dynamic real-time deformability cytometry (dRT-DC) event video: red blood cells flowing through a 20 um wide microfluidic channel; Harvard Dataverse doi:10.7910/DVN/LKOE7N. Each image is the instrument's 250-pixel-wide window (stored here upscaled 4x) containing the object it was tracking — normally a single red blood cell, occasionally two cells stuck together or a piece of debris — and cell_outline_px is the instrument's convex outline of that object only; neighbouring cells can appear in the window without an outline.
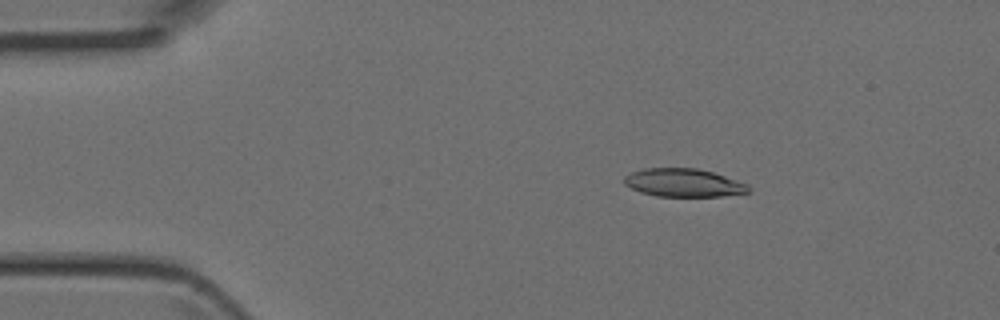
{"species": "Egyptian fruit bat (a non-hibernating species)", "species_latin": "Rousettus aegyptiacus", "temperature_condition": "room temperature", "stored_images_in_passage": 6, "camera_frame_rate_fps": 3000, "um_per_image_px": 0.085, "animal": {"sex": "female"}, "frame": {"image": 1, "passage_image": 3, "time_ms": 0.667, "image_size_px": [1000, 320], "cell_outline_px": [[752, 188], [748, 192], [720, 196], [656, 196], [640, 192], [624, 184], [624, 176], [632, 172], [644, 168], [696, 168], [712, 172], [748, 184]], "centroid_in_image_um": [58.09, 15.53], "position_along_channel_um": 26.9, "area_um2": 20.29}}
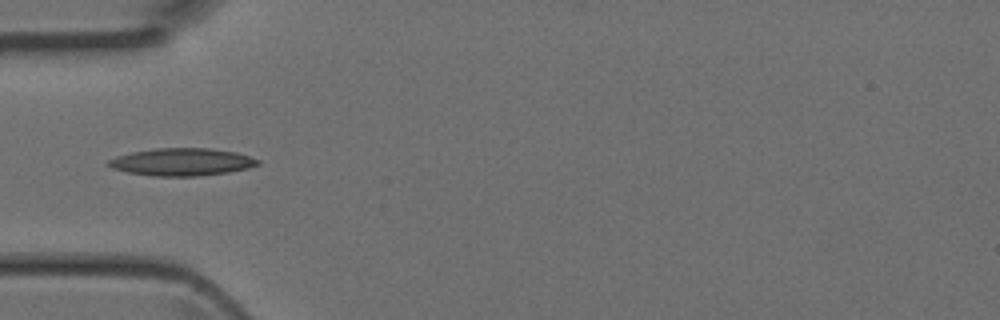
{"frame": {"image": 2, "passage_image": 5, "time_ms": 1.333, "image_size_px": [1000, 320], "cell_outline_px": [[260, 164], [248, 168], [228, 172], [196, 176], [152, 176], [128, 172], [112, 168], [104, 164], [108, 160], [116, 156], [132, 152], [156, 148], [208, 148], [236, 152], [260, 160]], "centroid_in_image_um": [15.43, 13.76], "position_along_channel_um": 69.6, "area_um2": 23.93}}
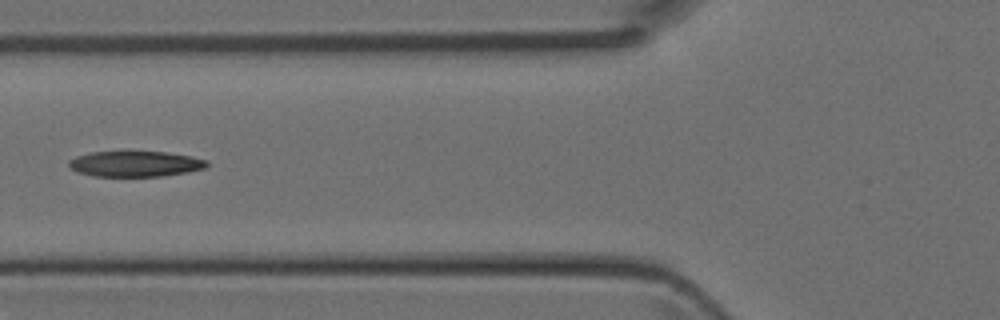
{"frame": {"image": 3, "passage_image": 6, "time_ms": 1.667, "image_size_px": [1000, 320], "cell_outline_px": [[208, 164], [204, 168], [188, 172], [164, 176], [92, 176], [76, 172], [68, 164], [68, 160], [76, 156], [88, 152], [164, 152], [192, 156], [208, 160]], "centroid_in_image_um": [11.48, 13.93], "position_along_channel_um": 114.3, "area_um2": 20.63}}